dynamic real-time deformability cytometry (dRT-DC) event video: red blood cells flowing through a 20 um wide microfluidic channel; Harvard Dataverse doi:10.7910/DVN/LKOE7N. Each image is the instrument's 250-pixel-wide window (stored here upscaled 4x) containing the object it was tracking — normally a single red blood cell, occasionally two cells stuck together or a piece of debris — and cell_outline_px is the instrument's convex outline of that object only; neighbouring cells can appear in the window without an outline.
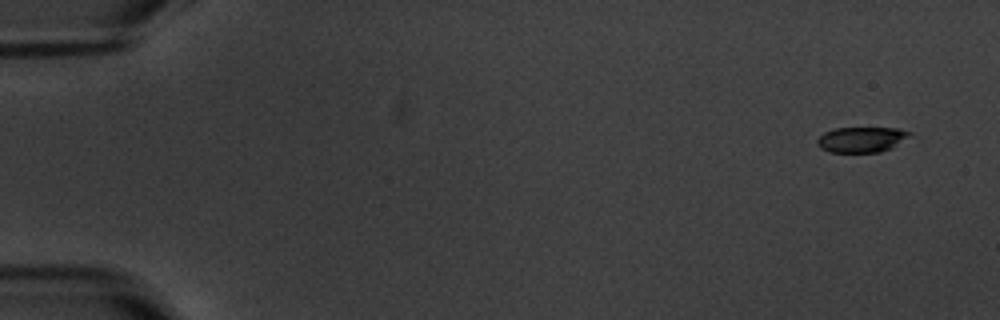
{"species": "common noctule bat (a hibernating species)", "species_latin": "Nyctalus noctula", "temperature_condition": "warm", "stored_images_in_passage": 5, "camera_frame_rate_fps": 3000, "um_per_image_px": 0.085, "animal": {"sex": "male", "body_mass_g": 20.1, "forearm_length_mm": 53.5}, "frame": {"image": 1, "passage_image": 1, "time_ms": 0.0, "image_size_px": [1000, 320], "cell_outline_px": [[912, 132], [892, 148], [880, 152], [828, 152], [820, 148], [816, 144], [816, 140], [824, 132], [832, 128], [896, 128]], "centroid_in_image_um": [73.15, 11.86], "position_along_channel_um": 11.8, "area_um2": 13.64}}
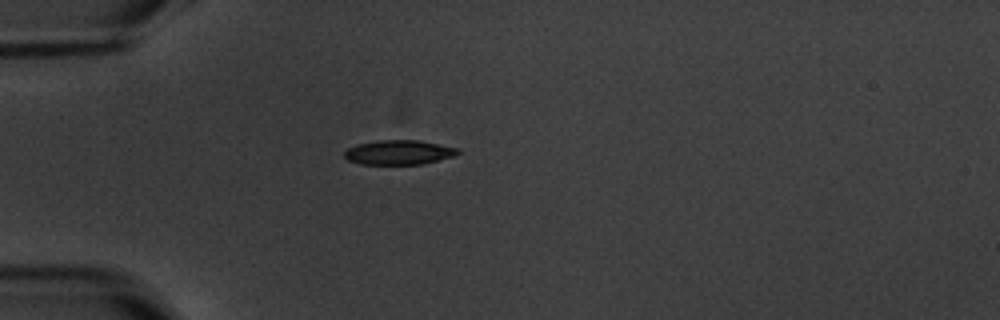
{"frame": {"image": 2, "passage_image": 5, "time_ms": 4.667, "image_size_px": [1000, 320], "cell_outline_px": [[460, 152], [452, 156], [420, 164], [360, 164], [348, 160], [344, 156], [344, 152], [348, 148], [356, 144], [380, 140], [420, 140], [460, 148]], "centroid_in_image_um": [33.89, 12.94], "position_along_channel_um": 51.1, "area_um2": 16.13}}